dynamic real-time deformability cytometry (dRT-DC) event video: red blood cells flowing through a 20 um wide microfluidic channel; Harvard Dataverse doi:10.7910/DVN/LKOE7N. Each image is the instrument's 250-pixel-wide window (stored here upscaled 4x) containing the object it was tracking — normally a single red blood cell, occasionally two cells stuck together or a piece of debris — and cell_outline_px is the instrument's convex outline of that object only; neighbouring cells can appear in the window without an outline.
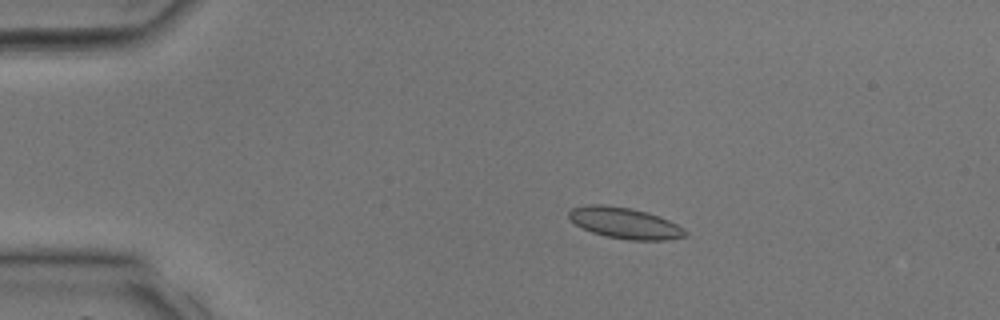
{"species": "common noctule bat (a hibernating species)", "species_latin": "Nyctalus noctula", "temperature_condition": "room temperature", "stored_images_in_passage": 33, "camera_frame_rate_fps": 3000, "um_per_image_px": 0.085, "animal": {"sex": "male", "body_mass_g": 17.9, "forearm_length_mm": 54.2}, "frame": {"image": 1, "passage_image": 2, "time_ms": 0.333, "image_size_px": [1000, 320], "cell_outline_px": [[688, 236], [664, 240], [628, 240], [604, 236], [592, 232], [576, 224], [568, 216], [568, 212], [572, 208], [588, 204], [604, 204], [632, 208], [648, 212], [660, 216], [684, 228], [688, 232]], "centroid_in_image_um": [53.13, 18.95], "position_along_channel_um": 31.9, "area_um2": 21.21}}
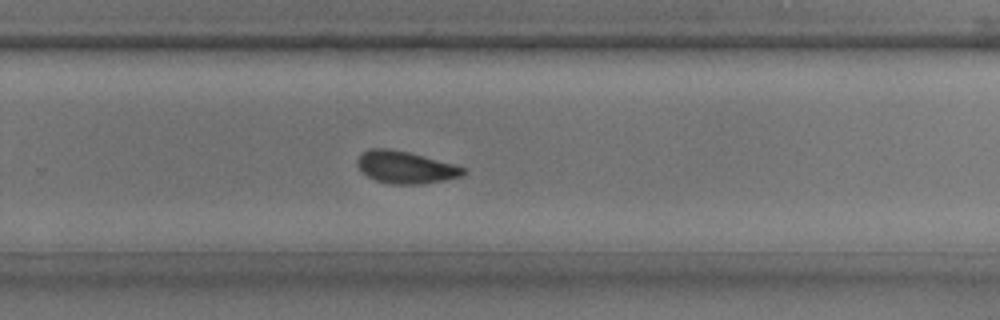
{"frame": {"image": 2, "passage_image": 20, "time_ms": 6.333, "image_size_px": [1000, 320], "cell_outline_px": [[468, 168], [460, 176], [444, 180], [420, 184], [392, 184], [376, 180], [360, 172], [356, 164], [356, 160], [368, 148], [388, 148], [408, 152]], "centroid_in_image_um": [34.42, 14.22], "position_along_channel_um": 295.4, "area_um2": 19.77}}
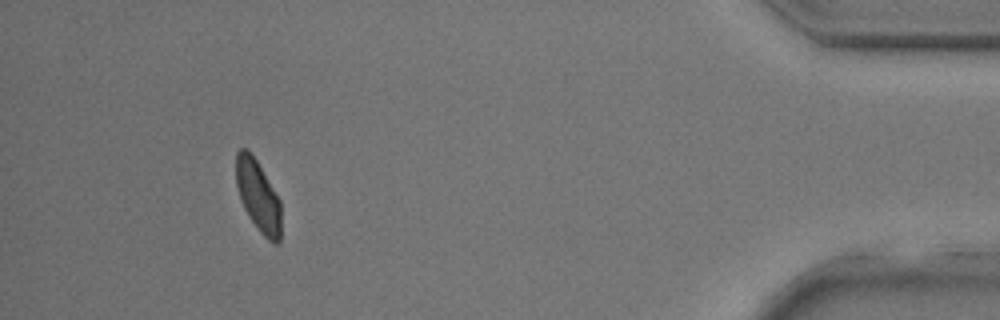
{"frame": {"image": 3, "passage_image": 30, "time_ms": 9.667, "image_size_px": [1000, 320], "cell_outline_px": [[280, 244], [272, 244], [260, 232], [248, 216], [240, 200], [236, 184], [236, 152], [240, 148], [248, 148], [256, 160], [280, 200]], "centroid_in_image_um": [21.92, 16.67], "position_along_channel_um": 413.3, "area_um2": 18.73}}